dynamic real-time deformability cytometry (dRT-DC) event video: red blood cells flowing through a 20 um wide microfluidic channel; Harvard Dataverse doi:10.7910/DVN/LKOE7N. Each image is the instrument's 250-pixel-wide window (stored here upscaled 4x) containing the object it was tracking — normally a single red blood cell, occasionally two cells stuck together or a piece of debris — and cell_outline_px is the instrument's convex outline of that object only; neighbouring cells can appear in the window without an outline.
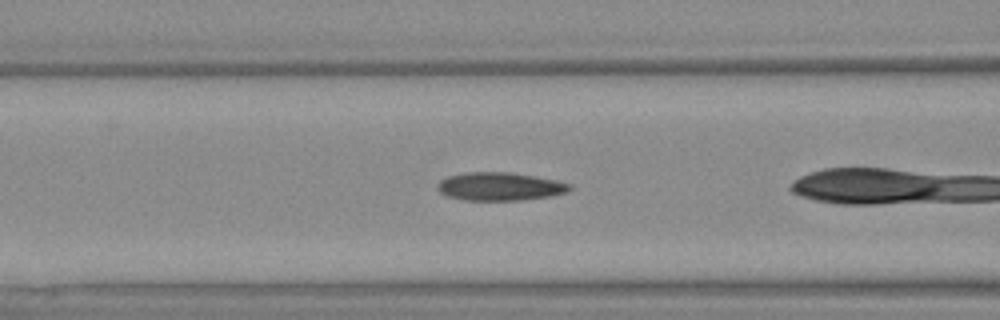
{"species": "Egyptian fruit bat (a non-hibernating species)", "species_latin": "Rousettus aegyptiacus", "temperature_condition": "warm", "stored_images_in_passage": 22, "camera_frame_rate_fps": 3000, "um_per_image_px": 0.085, "animal": {"sex": "female"}, "frame": {"image": 1, "passage_image": 4, "time_ms": 1.0, "image_size_px": [1000, 320], "cell_outline_px": [[572, 188], [564, 192], [552, 196], [520, 200], [464, 200], [448, 196], [440, 192], [436, 188], [436, 184], [440, 180], [448, 176], [468, 172], [508, 172], [536, 176], [556, 180], [572, 184]], "centroid_in_image_um": [42.48, 15.84], "position_along_channel_um": 124.1, "area_um2": 21.73}}
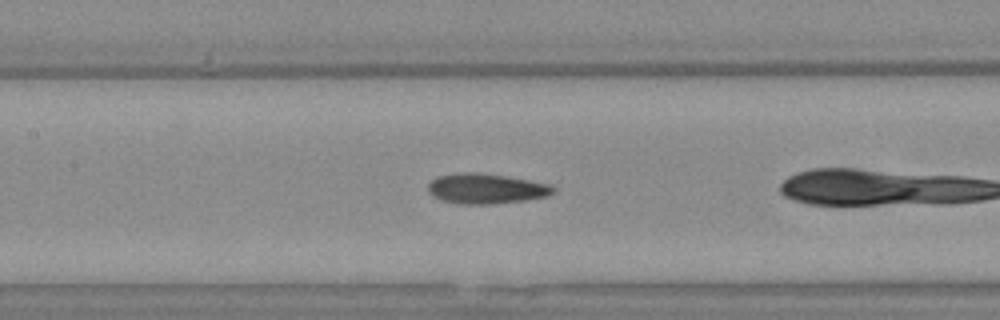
{"frame": {"image": 2, "passage_image": 7, "time_ms": 2.0, "image_size_px": [1000, 320], "cell_outline_px": [[556, 188], [548, 196], [524, 200], [492, 204], [464, 204], [444, 200], [436, 196], [428, 188], [428, 184], [436, 176], [468, 172], [472, 172], [508, 176], [548, 184]], "centroid_in_image_um": [41.35, 16.03], "position_along_channel_um": 166.1, "area_um2": 21.5}}